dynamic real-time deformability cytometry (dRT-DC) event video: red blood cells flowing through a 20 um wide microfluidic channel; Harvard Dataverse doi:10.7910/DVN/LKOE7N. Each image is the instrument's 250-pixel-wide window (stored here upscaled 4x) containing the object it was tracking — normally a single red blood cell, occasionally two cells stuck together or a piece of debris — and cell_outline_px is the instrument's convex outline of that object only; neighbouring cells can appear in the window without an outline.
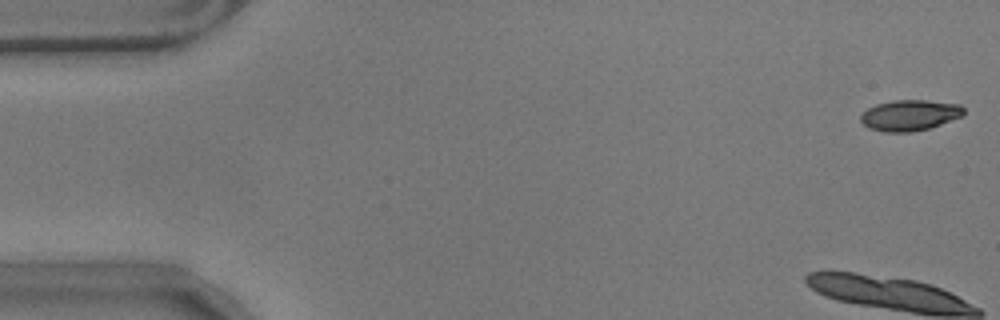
{"species": "common noctule bat (a hibernating species)", "species_latin": "Nyctalus noctula", "temperature_condition": "warm", "stored_images_in_passage": 14, "camera_frame_rate_fps": 3000, "um_per_image_px": 0.085, "animal": {"sex": "male", "body_mass_g": 17.9}, "frame": {"image": 1, "passage_image": 1, "time_ms": 0.0, "image_size_px": [1000, 320], "cell_outline_px": [[964, 112], [960, 116], [940, 124], [928, 128], [912, 132], [884, 132], [868, 128], [860, 120], [860, 116], [868, 108], [876, 104], [892, 100], [924, 100], [960, 104], [964, 108]], "centroid_in_image_um": [77.29, 9.79], "position_along_channel_um": 7.7, "area_um2": 18.38}}